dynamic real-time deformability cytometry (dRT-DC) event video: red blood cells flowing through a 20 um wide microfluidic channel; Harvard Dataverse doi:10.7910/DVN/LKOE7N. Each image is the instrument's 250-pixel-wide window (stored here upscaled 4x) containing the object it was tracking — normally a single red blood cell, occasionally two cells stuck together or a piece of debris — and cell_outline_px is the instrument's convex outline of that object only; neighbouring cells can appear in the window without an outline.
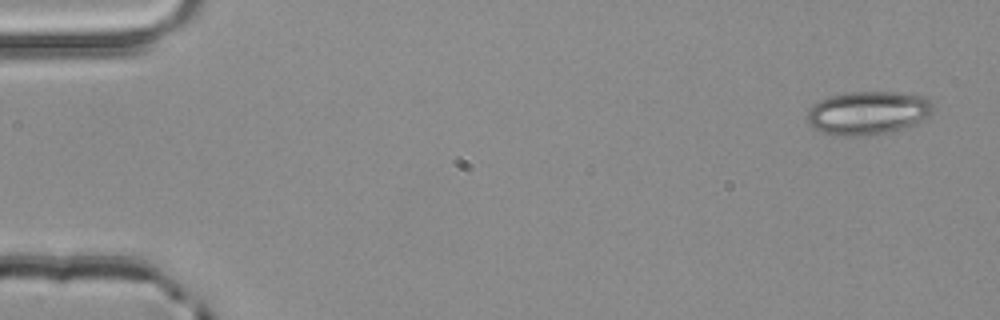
{"species": "common noctule bat (a hibernating species)", "species_latin": "Nyctalus noctula", "temperature_condition": "room temperature", "stored_images_in_passage": 3, "camera_frame_rate_fps": 3000, "um_per_image_px": 0.085, "animal": {"sex": "male", "body_mass_g": 20.4}, "frame": {"image": 1, "passage_image": 1, "time_ms": 0.0, "image_size_px": [1000, 320], "cell_outline_px": [[932, 112], [928, 116], [916, 124], [888, 132], [856, 136], [836, 136], [824, 132], [816, 128], [804, 116], [820, 100], [828, 96], [848, 92], [900, 92], [924, 96], [932, 104]], "centroid_in_image_um": [73.79, 9.58], "position_along_channel_um": 11.2, "area_um2": 31.56}}